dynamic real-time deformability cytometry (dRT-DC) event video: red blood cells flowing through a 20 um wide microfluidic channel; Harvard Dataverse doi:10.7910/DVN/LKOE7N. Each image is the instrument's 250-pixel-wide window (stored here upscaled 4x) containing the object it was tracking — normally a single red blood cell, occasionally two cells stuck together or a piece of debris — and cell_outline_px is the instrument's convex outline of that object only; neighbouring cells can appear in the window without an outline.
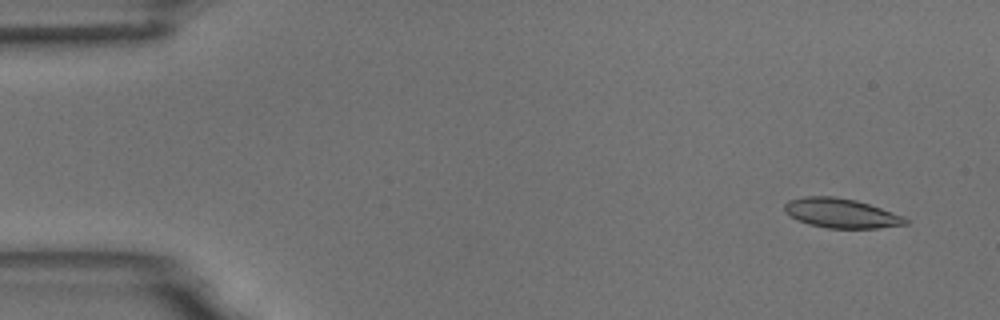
{"species": "common noctule bat (a hibernating species)", "species_latin": "Nyctalus noctula", "temperature_condition": "room temperature", "stored_images_in_passage": 6, "camera_frame_rate_fps": 3000, "um_per_image_px": 0.085, "animal": {"sex": "male", "body_mass_g": 18.8}, "frame": {"image": 1, "passage_image": 1, "time_ms": 0.0, "image_size_px": [1000, 320], "cell_outline_px": [[908, 224], [880, 228], [828, 228], [808, 224], [796, 220], [784, 212], [784, 204], [788, 200], [804, 196], [832, 196], [856, 200], [904, 216], [908, 220]], "centroid_in_image_um": [71.46, 18.12], "position_along_channel_um": 13.5, "area_um2": 20.87}}
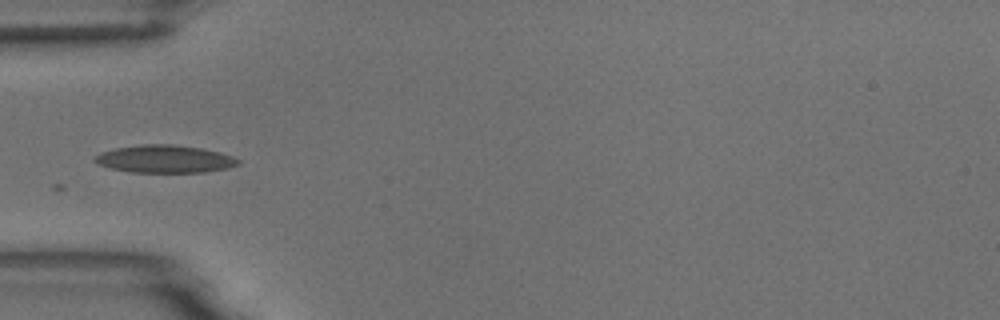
{"frame": {"image": 2, "passage_image": 5, "time_ms": 4.667, "image_size_px": [1000, 320], "cell_outline_px": [[240, 164], [228, 168], [204, 172], [132, 172], [112, 168], [96, 164], [92, 160], [100, 152], [116, 148], [140, 144], [172, 144], [200, 148], [220, 152], [232, 156], [240, 160]], "centroid_in_image_um": [14.0, 13.51], "position_along_channel_um": 71.0, "area_um2": 23.12}}